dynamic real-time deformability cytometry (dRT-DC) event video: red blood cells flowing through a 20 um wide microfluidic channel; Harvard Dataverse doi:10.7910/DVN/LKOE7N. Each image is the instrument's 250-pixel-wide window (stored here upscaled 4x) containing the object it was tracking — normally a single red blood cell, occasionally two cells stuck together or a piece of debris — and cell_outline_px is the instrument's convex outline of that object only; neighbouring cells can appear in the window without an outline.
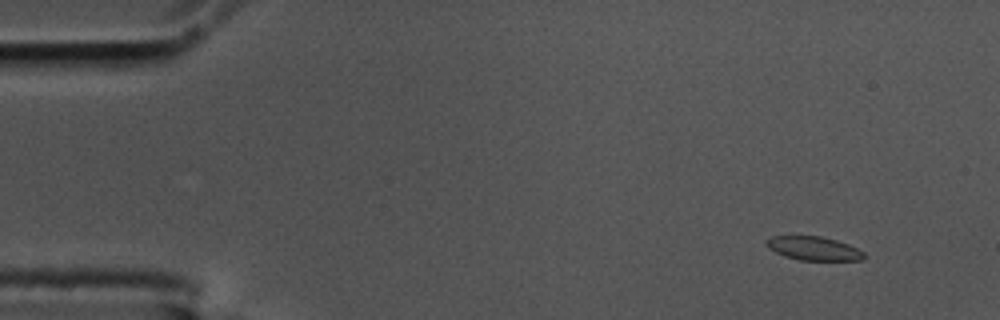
{"species": "common noctule bat (a hibernating species)", "species_latin": "Nyctalus noctula", "temperature_condition": "cold", "stored_images_in_passage": 59, "camera_frame_rate_fps": 3000, "um_per_image_px": 0.085, "animal": {"sex": "male", "body_mass_g": 17.5, "forearm_length_mm": 52.3}, "frame": {"image": 1, "passage_image": 6, "time_ms": 1.667, "image_size_px": [1000, 320], "cell_outline_px": [[864, 256], [860, 260], [800, 260], [784, 256], [768, 248], [764, 244], [764, 240], [772, 236], [820, 236], [836, 240], [848, 244], [864, 252]], "centroid_in_image_um": [69.1, 21.11], "position_along_channel_um": 15.9, "area_um2": 13.47}}
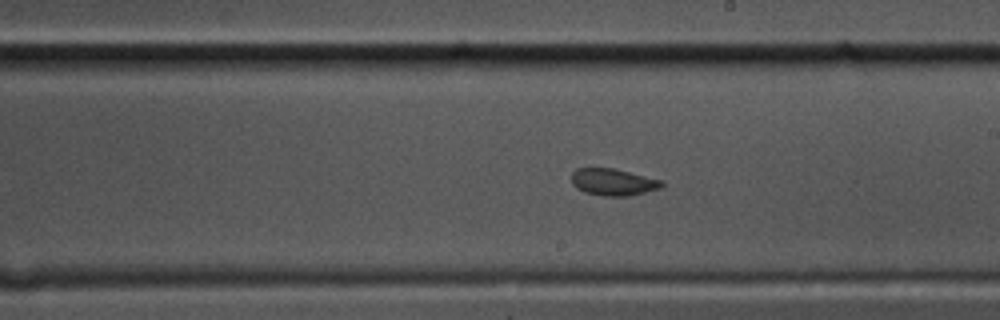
{"frame": {"image": 2, "passage_image": 34, "time_ms": 11.0, "image_size_px": [1000, 320], "cell_outline_px": [[664, 184], [660, 188], [628, 196], [604, 196], [584, 192], [576, 188], [572, 184], [572, 172], [576, 168], [612, 168], [664, 180]], "centroid_in_image_um": [52.11, 15.47], "position_along_channel_um": 236.9, "area_um2": 14.16}}
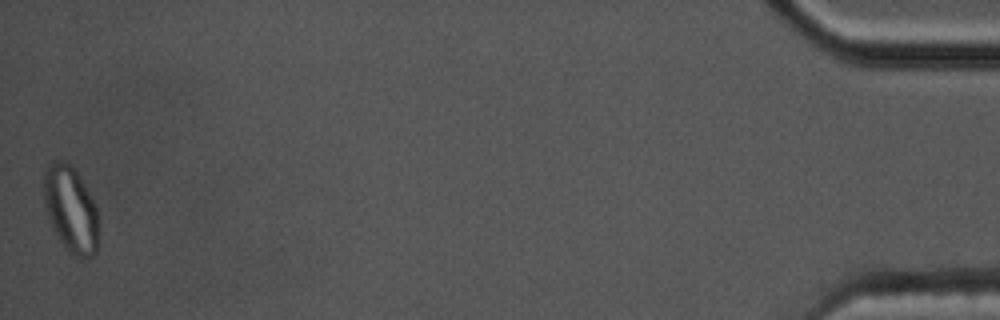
{"frame": {"image": 3, "passage_image": 59, "time_ms": 19.333, "image_size_px": [1000, 320], "cell_outline_px": [[96, 252], [92, 256], [84, 260], [72, 256], [64, 248], [52, 228], [48, 216], [44, 200], [44, 168], [52, 160], [64, 160], [72, 164], [84, 184], [96, 208]], "centroid_in_image_um": [5.97, 17.79], "position_along_channel_um": 429.2, "area_um2": 27.46}, "authors_computed_cell_mechanics": {"area_um2": 14.5078, "velocity_mm_per_s": 3.4499, "shape_relaxation_time_tau1_ms": 7.6919, "shape_relaxation_time_tau2_ms": 0.938, "deformation_change_tau1": 0.2089, "deformation_change_tau2": 0.0707}}